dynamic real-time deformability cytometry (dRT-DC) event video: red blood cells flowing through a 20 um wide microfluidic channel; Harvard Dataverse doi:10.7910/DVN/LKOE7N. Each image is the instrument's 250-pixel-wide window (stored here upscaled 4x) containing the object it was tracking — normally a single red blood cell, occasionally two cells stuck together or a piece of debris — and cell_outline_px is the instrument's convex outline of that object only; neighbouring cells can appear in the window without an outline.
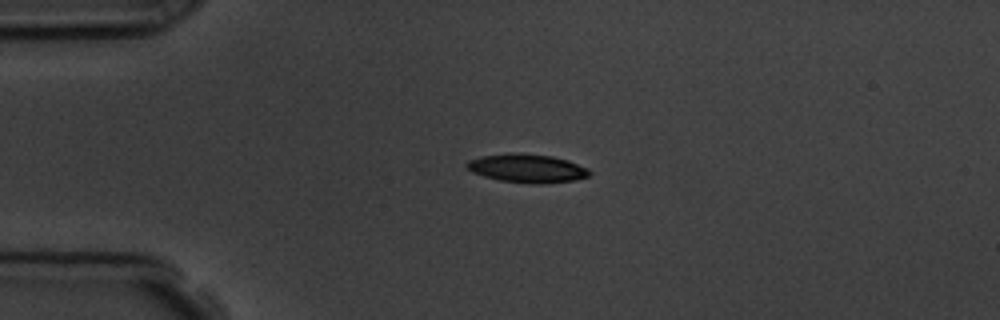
{"species": "common noctule bat (a hibernating species)", "species_latin": "Nyctalus noctula", "temperature_condition": "room temperature", "stored_images_in_passage": 2, "camera_frame_rate_fps": 3000, "um_per_image_px": 0.085, "animal": {"sex": "male", "body_mass_g": 19.5, "forearm_length_mm": 54.6}, "frame": {"image": 1, "passage_image": 1, "time_ms": 0.0, "image_size_px": [1000, 320], "cell_outline_px": [[592, 172], [588, 176], [572, 180], [540, 184], [532, 184], [500, 180], [484, 176], [472, 172], [464, 164], [468, 160], [480, 156], [552, 156], [568, 160], [588, 168]], "centroid_in_image_um": [44.84, 14.36], "position_along_channel_um": 40.2, "area_um2": 19.36}}